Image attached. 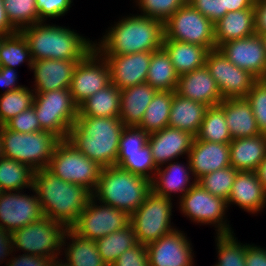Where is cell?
<instances>
[{
  "mask_svg": "<svg viewBox=\"0 0 266 266\" xmlns=\"http://www.w3.org/2000/svg\"><path fill=\"white\" fill-rule=\"evenodd\" d=\"M117 18L109 23L102 36H98L100 38H94V48L101 55H126L162 49L163 22L134 13V9L132 13Z\"/></svg>",
  "mask_w": 266,
  "mask_h": 266,
  "instance_id": "1",
  "label": "cell"
},
{
  "mask_svg": "<svg viewBox=\"0 0 266 266\" xmlns=\"http://www.w3.org/2000/svg\"><path fill=\"white\" fill-rule=\"evenodd\" d=\"M33 188L43 215L70 229L84 211L92 193L85 187L63 181L47 168L35 170Z\"/></svg>",
  "mask_w": 266,
  "mask_h": 266,
  "instance_id": "2",
  "label": "cell"
},
{
  "mask_svg": "<svg viewBox=\"0 0 266 266\" xmlns=\"http://www.w3.org/2000/svg\"><path fill=\"white\" fill-rule=\"evenodd\" d=\"M71 28L56 22H40L20 32L28 43L33 61L82 60L94 48V40Z\"/></svg>",
  "mask_w": 266,
  "mask_h": 266,
  "instance_id": "3",
  "label": "cell"
},
{
  "mask_svg": "<svg viewBox=\"0 0 266 266\" xmlns=\"http://www.w3.org/2000/svg\"><path fill=\"white\" fill-rule=\"evenodd\" d=\"M124 127L119 117L77 116L67 140L103 168L116 166L120 136Z\"/></svg>",
  "mask_w": 266,
  "mask_h": 266,
  "instance_id": "4",
  "label": "cell"
},
{
  "mask_svg": "<svg viewBox=\"0 0 266 266\" xmlns=\"http://www.w3.org/2000/svg\"><path fill=\"white\" fill-rule=\"evenodd\" d=\"M151 190L150 180L114 165L102 169L92 197L131 215Z\"/></svg>",
  "mask_w": 266,
  "mask_h": 266,
  "instance_id": "5",
  "label": "cell"
},
{
  "mask_svg": "<svg viewBox=\"0 0 266 266\" xmlns=\"http://www.w3.org/2000/svg\"><path fill=\"white\" fill-rule=\"evenodd\" d=\"M3 155L29 165L34 171L47 168L60 138L45 130L20 133L0 126Z\"/></svg>",
  "mask_w": 266,
  "mask_h": 266,
  "instance_id": "6",
  "label": "cell"
},
{
  "mask_svg": "<svg viewBox=\"0 0 266 266\" xmlns=\"http://www.w3.org/2000/svg\"><path fill=\"white\" fill-rule=\"evenodd\" d=\"M176 206L181 217L190 220L193 225L214 227V234H228L236 230L228 219L230 213L226 200L212 195L197 182L177 201Z\"/></svg>",
  "mask_w": 266,
  "mask_h": 266,
  "instance_id": "7",
  "label": "cell"
},
{
  "mask_svg": "<svg viewBox=\"0 0 266 266\" xmlns=\"http://www.w3.org/2000/svg\"><path fill=\"white\" fill-rule=\"evenodd\" d=\"M175 201L156 194L153 190L148 193L144 202L130 215V224L138 243L147 245L177 228L171 222L175 210L177 211Z\"/></svg>",
  "mask_w": 266,
  "mask_h": 266,
  "instance_id": "8",
  "label": "cell"
},
{
  "mask_svg": "<svg viewBox=\"0 0 266 266\" xmlns=\"http://www.w3.org/2000/svg\"><path fill=\"white\" fill-rule=\"evenodd\" d=\"M67 228L48 217L32 222L12 232L13 250L57 259L62 254V242Z\"/></svg>",
  "mask_w": 266,
  "mask_h": 266,
  "instance_id": "9",
  "label": "cell"
},
{
  "mask_svg": "<svg viewBox=\"0 0 266 266\" xmlns=\"http://www.w3.org/2000/svg\"><path fill=\"white\" fill-rule=\"evenodd\" d=\"M33 107L41 130L49 131L61 140H66L78 116L69 89L36 93Z\"/></svg>",
  "mask_w": 266,
  "mask_h": 266,
  "instance_id": "10",
  "label": "cell"
},
{
  "mask_svg": "<svg viewBox=\"0 0 266 266\" xmlns=\"http://www.w3.org/2000/svg\"><path fill=\"white\" fill-rule=\"evenodd\" d=\"M47 169L63 181L81 185L93 193L103 167L78 151L66 139L56 145Z\"/></svg>",
  "mask_w": 266,
  "mask_h": 266,
  "instance_id": "11",
  "label": "cell"
},
{
  "mask_svg": "<svg viewBox=\"0 0 266 266\" xmlns=\"http://www.w3.org/2000/svg\"><path fill=\"white\" fill-rule=\"evenodd\" d=\"M164 39L216 48L214 23L188 2L164 22Z\"/></svg>",
  "mask_w": 266,
  "mask_h": 266,
  "instance_id": "12",
  "label": "cell"
},
{
  "mask_svg": "<svg viewBox=\"0 0 266 266\" xmlns=\"http://www.w3.org/2000/svg\"><path fill=\"white\" fill-rule=\"evenodd\" d=\"M129 224L130 215L127 212L102 204L91 197L70 229L79 237L96 241Z\"/></svg>",
  "mask_w": 266,
  "mask_h": 266,
  "instance_id": "13",
  "label": "cell"
},
{
  "mask_svg": "<svg viewBox=\"0 0 266 266\" xmlns=\"http://www.w3.org/2000/svg\"><path fill=\"white\" fill-rule=\"evenodd\" d=\"M205 65L223 99L245 98L257 80L250 72L230 62L219 48L207 52Z\"/></svg>",
  "mask_w": 266,
  "mask_h": 266,
  "instance_id": "14",
  "label": "cell"
},
{
  "mask_svg": "<svg viewBox=\"0 0 266 266\" xmlns=\"http://www.w3.org/2000/svg\"><path fill=\"white\" fill-rule=\"evenodd\" d=\"M111 83L110 69L105 58L93 48L76 65L70 84V93L79 107L85 100Z\"/></svg>",
  "mask_w": 266,
  "mask_h": 266,
  "instance_id": "15",
  "label": "cell"
},
{
  "mask_svg": "<svg viewBox=\"0 0 266 266\" xmlns=\"http://www.w3.org/2000/svg\"><path fill=\"white\" fill-rule=\"evenodd\" d=\"M42 217L41 204L33 187L0 195V227L5 231L12 233Z\"/></svg>",
  "mask_w": 266,
  "mask_h": 266,
  "instance_id": "16",
  "label": "cell"
},
{
  "mask_svg": "<svg viewBox=\"0 0 266 266\" xmlns=\"http://www.w3.org/2000/svg\"><path fill=\"white\" fill-rule=\"evenodd\" d=\"M150 266H196V251L187 232L179 226L146 245Z\"/></svg>",
  "mask_w": 266,
  "mask_h": 266,
  "instance_id": "17",
  "label": "cell"
},
{
  "mask_svg": "<svg viewBox=\"0 0 266 266\" xmlns=\"http://www.w3.org/2000/svg\"><path fill=\"white\" fill-rule=\"evenodd\" d=\"M219 49L235 66L257 79L266 78V51L259 35L223 43Z\"/></svg>",
  "mask_w": 266,
  "mask_h": 266,
  "instance_id": "18",
  "label": "cell"
},
{
  "mask_svg": "<svg viewBox=\"0 0 266 266\" xmlns=\"http://www.w3.org/2000/svg\"><path fill=\"white\" fill-rule=\"evenodd\" d=\"M228 210L237 206L249 215L258 216L266 210V190L254 171H238L227 199Z\"/></svg>",
  "mask_w": 266,
  "mask_h": 266,
  "instance_id": "19",
  "label": "cell"
},
{
  "mask_svg": "<svg viewBox=\"0 0 266 266\" xmlns=\"http://www.w3.org/2000/svg\"><path fill=\"white\" fill-rule=\"evenodd\" d=\"M184 159L186 163L185 160L177 159L158 167L151 181V188L156 194L176 199L177 202L197 182L188 158Z\"/></svg>",
  "mask_w": 266,
  "mask_h": 266,
  "instance_id": "20",
  "label": "cell"
},
{
  "mask_svg": "<svg viewBox=\"0 0 266 266\" xmlns=\"http://www.w3.org/2000/svg\"><path fill=\"white\" fill-rule=\"evenodd\" d=\"M102 56L109 66L111 83L120 90L146 81L152 52Z\"/></svg>",
  "mask_w": 266,
  "mask_h": 266,
  "instance_id": "21",
  "label": "cell"
},
{
  "mask_svg": "<svg viewBox=\"0 0 266 266\" xmlns=\"http://www.w3.org/2000/svg\"><path fill=\"white\" fill-rule=\"evenodd\" d=\"M80 60H37L33 61V81L29 84L35 93L69 89L74 69Z\"/></svg>",
  "mask_w": 266,
  "mask_h": 266,
  "instance_id": "22",
  "label": "cell"
},
{
  "mask_svg": "<svg viewBox=\"0 0 266 266\" xmlns=\"http://www.w3.org/2000/svg\"><path fill=\"white\" fill-rule=\"evenodd\" d=\"M193 139L192 134L169 126L149 134L148 145L156 166L160 167L173 160L187 157Z\"/></svg>",
  "mask_w": 266,
  "mask_h": 266,
  "instance_id": "23",
  "label": "cell"
},
{
  "mask_svg": "<svg viewBox=\"0 0 266 266\" xmlns=\"http://www.w3.org/2000/svg\"><path fill=\"white\" fill-rule=\"evenodd\" d=\"M196 180L230 165L229 144L207 142L194 137L187 156Z\"/></svg>",
  "mask_w": 266,
  "mask_h": 266,
  "instance_id": "24",
  "label": "cell"
},
{
  "mask_svg": "<svg viewBox=\"0 0 266 266\" xmlns=\"http://www.w3.org/2000/svg\"><path fill=\"white\" fill-rule=\"evenodd\" d=\"M176 93L208 107L219 105L223 101L219 88L206 65L179 76Z\"/></svg>",
  "mask_w": 266,
  "mask_h": 266,
  "instance_id": "25",
  "label": "cell"
},
{
  "mask_svg": "<svg viewBox=\"0 0 266 266\" xmlns=\"http://www.w3.org/2000/svg\"><path fill=\"white\" fill-rule=\"evenodd\" d=\"M219 106L224 110L232 139L261 134L250 103L246 98L223 99Z\"/></svg>",
  "mask_w": 266,
  "mask_h": 266,
  "instance_id": "26",
  "label": "cell"
},
{
  "mask_svg": "<svg viewBox=\"0 0 266 266\" xmlns=\"http://www.w3.org/2000/svg\"><path fill=\"white\" fill-rule=\"evenodd\" d=\"M156 92L147 82L120 90L119 118L125 127L139 126Z\"/></svg>",
  "mask_w": 266,
  "mask_h": 266,
  "instance_id": "27",
  "label": "cell"
},
{
  "mask_svg": "<svg viewBox=\"0 0 266 266\" xmlns=\"http://www.w3.org/2000/svg\"><path fill=\"white\" fill-rule=\"evenodd\" d=\"M214 29L216 48L223 43L255 35L254 8L227 12L214 23Z\"/></svg>",
  "mask_w": 266,
  "mask_h": 266,
  "instance_id": "28",
  "label": "cell"
},
{
  "mask_svg": "<svg viewBox=\"0 0 266 266\" xmlns=\"http://www.w3.org/2000/svg\"><path fill=\"white\" fill-rule=\"evenodd\" d=\"M230 165L237 171H256L266 156V135L232 139L229 143Z\"/></svg>",
  "mask_w": 266,
  "mask_h": 266,
  "instance_id": "29",
  "label": "cell"
},
{
  "mask_svg": "<svg viewBox=\"0 0 266 266\" xmlns=\"http://www.w3.org/2000/svg\"><path fill=\"white\" fill-rule=\"evenodd\" d=\"M61 258L69 266H107L98 252L96 241L79 237L71 229L64 234Z\"/></svg>",
  "mask_w": 266,
  "mask_h": 266,
  "instance_id": "30",
  "label": "cell"
},
{
  "mask_svg": "<svg viewBox=\"0 0 266 266\" xmlns=\"http://www.w3.org/2000/svg\"><path fill=\"white\" fill-rule=\"evenodd\" d=\"M207 108L203 103L183 98L173 91L168 126L186 131L195 137Z\"/></svg>",
  "mask_w": 266,
  "mask_h": 266,
  "instance_id": "31",
  "label": "cell"
},
{
  "mask_svg": "<svg viewBox=\"0 0 266 266\" xmlns=\"http://www.w3.org/2000/svg\"><path fill=\"white\" fill-rule=\"evenodd\" d=\"M162 48L169 55L179 76L205 65L208 50L201 45L164 39Z\"/></svg>",
  "mask_w": 266,
  "mask_h": 266,
  "instance_id": "32",
  "label": "cell"
},
{
  "mask_svg": "<svg viewBox=\"0 0 266 266\" xmlns=\"http://www.w3.org/2000/svg\"><path fill=\"white\" fill-rule=\"evenodd\" d=\"M120 96V89L110 83L78 107V116L119 117Z\"/></svg>",
  "mask_w": 266,
  "mask_h": 266,
  "instance_id": "33",
  "label": "cell"
},
{
  "mask_svg": "<svg viewBox=\"0 0 266 266\" xmlns=\"http://www.w3.org/2000/svg\"><path fill=\"white\" fill-rule=\"evenodd\" d=\"M179 75L169 55L162 48L152 52L146 81L157 91H176Z\"/></svg>",
  "mask_w": 266,
  "mask_h": 266,
  "instance_id": "34",
  "label": "cell"
},
{
  "mask_svg": "<svg viewBox=\"0 0 266 266\" xmlns=\"http://www.w3.org/2000/svg\"><path fill=\"white\" fill-rule=\"evenodd\" d=\"M23 64L31 71L33 59L23 34L17 31L3 36L0 43V66L18 69Z\"/></svg>",
  "mask_w": 266,
  "mask_h": 266,
  "instance_id": "35",
  "label": "cell"
},
{
  "mask_svg": "<svg viewBox=\"0 0 266 266\" xmlns=\"http://www.w3.org/2000/svg\"><path fill=\"white\" fill-rule=\"evenodd\" d=\"M173 91H157L145 110L139 128L151 134L168 126Z\"/></svg>",
  "mask_w": 266,
  "mask_h": 266,
  "instance_id": "36",
  "label": "cell"
},
{
  "mask_svg": "<svg viewBox=\"0 0 266 266\" xmlns=\"http://www.w3.org/2000/svg\"><path fill=\"white\" fill-rule=\"evenodd\" d=\"M137 244L138 241L131 224L96 240L98 252L107 266H111L122 253Z\"/></svg>",
  "mask_w": 266,
  "mask_h": 266,
  "instance_id": "37",
  "label": "cell"
},
{
  "mask_svg": "<svg viewBox=\"0 0 266 266\" xmlns=\"http://www.w3.org/2000/svg\"><path fill=\"white\" fill-rule=\"evenodd\" d=\"M34 170L27 164L0 159V186L3 191H21L33 187Z\"/></svg>",
  "mask_w": 266,
  "mask_h": 266,
  "instance_id": "38",
  "label": "cell"
},
{
  "mask_svg": "<svg viewBox=\"0 0 266 266\" xmlns=\"http://www.w3.org/2000/svg\"><path fill=\"white\" fill-rule=\"evenodd\" d=\"M195 138L202 141L223 144H229L232 141L226 123L225 112L219 105L206 109L203 122Z\"/></svg>",
  "mask_w": 266,
  "mask_h": 266,
  "instance_id": "39",
  "label": "cell"
},
{
  "mask_svg": "<svg viewBox=\"0 0 266 266\" xmlns=\"http://www.w3.org/2000/svg\"><path fill=\"white\" fill-rule=\"evenodd\" d=\"M216 266H245L247 242H241L236 233L214 234Z\"/></svg>",
  "mask_w": 266,
  "mask_h": 266,
  "instance_id": "40",
  "label": "cell"
},
{
  "mask_svg": "<svg viewBox=\"0 0 266 266\" xmlns=\"http://www.w3.org/2000/svg\"><path fill=\"white\" fill-rule=\"evenodd\" d=\"M116 166L152 181L158 169L147 144L139 151L118 152Z\"/></svg>",
  "mask_w": 266,
  "mask_h": 266,
  "instance_id": "41",
  "label": "cell"
},
{
  "mask_svg": "<svg viewBox=\"0 0 266 266\" xmlns=\"http://www.w3.org/2000/svg\"><path fill=\"white\" fill-rule=\"evenodd\" d=\"M35 92L27 85L18 90L0 94V126L33 106Z\"/></svg>",
  "mask_w": 266,
  "mask_h": 266,
  "instance_id": "42",
  "label": "cell"
},
{
  "mask_svg": "<svg viewBox=\"0 0 266 266\" xmlns=\"http://www.w3.org/2000/svg\"><path fill=\"white\" fill-rule=\"evenodd\" d=\"M6 15L11 25L20 31L39 21L35 0H3Z\"/></svg>",
  "mask_w": 266,
  "mask_h": 266,
  "instance_id": "43",
  "label": "cell"
},
{
  "mask_svg": "<svg viewBox=\"0 0 266 266\" xmlns=\"http://www.w3.org/2000/svg\"><path fill=\"white\" fill-rule=\"evenodd\" d=\"M134 12L157 19L161 22L168 20L187 0H130Z\"/></svg>",
  "mask_w": 266,
  "mask_h": 266,
  "instance_id": "44",
  "label": "cell"
},
{
  "mask_svg": "<svg viewBox=\"0 0 266 266\" xmlns=\"http://www.w3.org/2000/svg\"><path fill=\"white\" fill-rule=\"evenodd\" d=\"M237 172L234 167L228 166L202 176L197 183L212 195L227 201Z\"/></svg>",
  "mask_w": 266,
  "mask_h": 266,
  "instance_id": "45",
  "label": "cell"
},
{
  "mask_svg": "<svg viewBox=\"0 0 266 266\" xmlns=\"http://www.w3.org/2000/svg\"><path fill=\"white\" fill-rule=\"evenodd\" d=\"M245 98L251 105L260 132L266 135V79H257Z\"/></svg>",
  "mask_w": 266,
  "mask_h": 266,
  "instance_id": "46",
  "label": "cell"
},
{
  "mask_svg": "<svg viewBox=\"0 0 266 266\" xmlns=\"http://www.w3.org/2000/svg\"><path fill=\"white\" fill-rule=\"evenodd\" d=\"M35 2L40 22H50L53 19L56 22L68 15L73 5L75 6L73 0H35Z\"/></svg>",
  "mask_w": 266,
  "mask_h": 266,
  "instance_id": "47",
  "label": "cell"
},
{
  "mask_svg": "<svg viewBox=\"0 0 266 266\" xmlns=\"http://www.w3.org/2000/svg\"><path fill=\"white\" fill-rule=\"evenodd\" d=\"M149 134L138 126L124 127L119 141L118 152L139 151L148 144Z\"/></svg>",
  "mask_w": 266,
  "mask_h": 266,
  "instance_id": "48",
  "label": "cell"
},
{
  "mask_svg": "<svg viewBox=\"0 0 266 266\" xmlns=\"http://www.w3.org/2000/svg\"><path fill=\"white\" fill-rule=\"evenodd\" d=\"M4 126L11 131L20 133L41 131L40 123L36 117V112L33 106L11 118L4 124Z\"/></svg>",
  "mask_w": 266,
  "mask_h": 266,
  "instance_id": "49",
  "label": "cell"
},
{
  "mask_svg": "<svg viewBox=\"0 0 266 266\" xmlns=\"http://www.w3.org/2000/svg\"><path fill=\"white\" fill-rule=\"evenodd\" d=\"M111 266H150L146 245L138 243L126 250Z\"/></svg>",
  "mask_w": 266,
  "mask_h": 266,
  "instance_id": "50",
  "label": "cell"
},
{
  "mask_svg": "<svg viewBox=\"0 0 266 266\" xmlns=\"http://www.w3.org/2000/svg\"><path fill=\"white\" fill-rule=\"evenodd\" d=\"M187 2L213 23L227 13V10H223L222 0H187Z\"/></svg>",
  "mask_w": 266,
  "mask_h": 266,
  "instance_id": "51",
  "label": "cell"
},
{
  "mask_svg": "<svg viewBox=\"0 0 266 266\" xmlns=\"http://www.w3.org/2000/svg\"><path fill=\"white\" fill-rule=\"evenodd\" d=\"M18 69L0 66V94L18 90L26 86L19 83Z\"/></svg>",
  "mask_w": 266,
  "mask_h": 266,
  "instance_id": "52",
  "label": "cell"
},
{
  "mask_svg": "<svg viewBox=\"0 0 266 266\" xmlns=\"http://www.w3.org/2000/svg\"><path fill=\"white\" fill-rule=\"evenodd\" d=\"M53 260L43 256L13 252L6 266H51Z\"/></svg>",
  "mask_w": 266,
  "mask_h": 266,
  "instance_id": "53",
  "label": "cell"
},
{
  "mask_svg": "<svg viewBox=\"0 0 266 266\" xmlns=\"http://www.w3.org/2000/svg\"><path fill=\"white\" fill-rule=\"evenodd\" d=\"M258 243H247L245 266H266V247Z\"/></svg>",
  "mask_w": 266,
  "mask_h": 266,
  "instance_id": "54",
  "label": "cell"
},
{
  "mask_svg": "<svg viewBox=\"0 0 266 266\" xmlns=\"http://www.w3.org/2000/svg\"><path fill=\"white\" fill-rule=\"evenodd\" d=\"M13 240L11 232L0 227V265H6L13 254Z\"/></svg>",
  "mask_w": 266,
  "mask_h": 266,
  "instance_id": "55",
  "label": "cell"
},
{
  "mask_svg": "<svg viewBox=\"0 0 266 266\" xmlns=\"http://www.w3.org/2000/svg\"><path fill=\"white\" fill-rule=\"evenodd\" d=\"M255 31L257 35L266 33V0L254 1Z\"/></svg>",
  "mask_w": 266,
  "mask_h": 266,
  "instance_id": "56",
  "label": "cell"
},
{
  "mask_svg": "<svg viewBox=\"0 0 266 266\" xmlns=\"http://www.w3.org/2000/svg\"><path fill=\"white\" fill-rule=\"evenodd\" d=\"M16 32L17 30L11 25L6 15L4 1L0 0V34L7 36Z\"/></svg>",
  "mask_w": 266,
  "mask_h": 266,
  "instance_id": "57",
  "label": "cell"
},
{
  "mask_svg": "<svg viewBox=\"0 0 266 266\" xmlns=\"http://www.w3.org/2000/svg\"><path fill=\"white\" fill-rule=\"evenodd\" d=\"M255 0H222L223 10L238 11L241 9L253 8Z\"/></svg>",
  "mask_w": 266,
  "mask_h": 266,
  "instance_id": "58",
  "label": "cell"
},
{
  "mask_svg": "<svg viewBox=\"0 0 266 266\" xmlns=\"http://www.w3.org/2000/svg\"><path fill=\"white\" fill-rule=\"evenodd\" d=\"M255 172L258 176L259 181L263 184V187L266 190V156Z\"/></svg>",
  "mask_w": 266,
  "mask_h": 266,
  "instance_id": "59",
  "label": "cell"
},
{
  "mask_svg": "<svg viewBox=\"0 0 266 266\" xmlns=\"http://www.w3.org/2000/svg\"><path fill=\"white\" fill-rule=\"evenodd\" d=\"M51 266H69L63 259L57 258L52 261Z\"/></svg>",
  "mask_w": 266,
  "mask_h": 266,
  "instance_id": "60",
  "label": "cell"
},
{
  "mask_svg": "<svg viewBox=\"0 0 266 266\" xmlns=\"http://www.w3.org/2000/svg\"><path fill=\"white\" fill-rule=\"evenodd\" d=\"M259 36H260V38L263 41V46H264L265 51H266V33L265 34H260Z\"/></svg>",
  "mask_w": 266,
  "mask_h": 266,
  "instance_id": "61",
  "label": "cell"
},
{
  "mask_svg": "<svg viewBox=\"0 0 266 266\" xmlns=\"http://www.w3.org/2000/svg\"><path fill=\"white\" fill-rule=\"evenodd\" d=\"M3 157H4V155H3L2 140H1V136H0V159H2Z\"/></svg>",
  "mask_w": 266,
  "mask_h": 266,
  "instance_id": "62",
  "label": "cell"
},
{
  "mask_svg": "<svg viewBox=\"0 0 266 266\" xmlns=\"http://www.w3.org/2000/svg\"><path fill=\"white\" fill-rule=\"evenodd\" d=\"M4 191H3V189L1 188V186H0V195L3 193Z\"/></svg>",
  "mask_w": 266,
  "mask_h": 266,
  "instance_id": "63",
  "label": "cell"
},
{
  "mask_svg": "<svg viewBox=\"0 0 266 266\" xmlns=\"http://www.w3.org/2000/svg\"><path fill=\"white\" fill-rule=\"evenodd\" d=\"M2 38H3V35L0 34V43H1V41H2Z\"/></svg>",
  "mask_w": 266,
  "mask_h": 266,
  "instance_id": "64",
  "label": "cell"
}]
</instances>
